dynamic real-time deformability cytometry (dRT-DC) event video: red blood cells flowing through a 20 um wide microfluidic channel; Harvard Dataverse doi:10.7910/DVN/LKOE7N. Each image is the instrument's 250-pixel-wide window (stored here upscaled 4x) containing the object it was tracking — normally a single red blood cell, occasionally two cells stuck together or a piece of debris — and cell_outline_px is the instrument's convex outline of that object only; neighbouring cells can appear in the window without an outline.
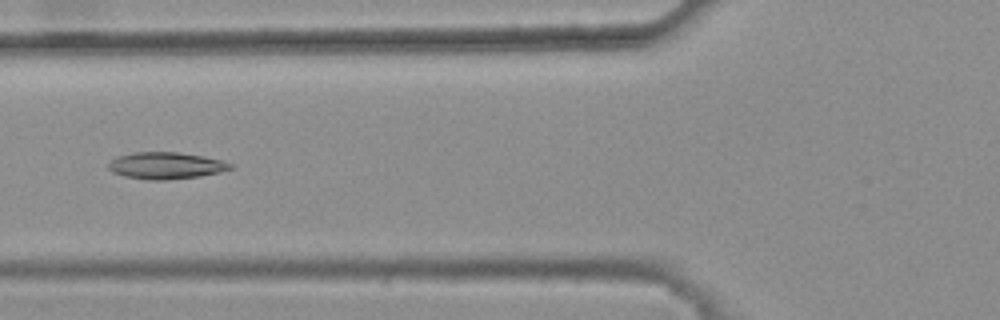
{"species": "common noctule bat (a hibernating species)", "species_latin": "Nyctalus noctula", "temperature_condition": "warm", "stored_images_in_passage": 46, "camera_frame_rate_fps": 3000, "um_per_image_px": 0.085, "animal": {"sex": "female", "body_mass_g": 25.1}, "frame": {"image": 1, "passage_image": 20, "time_ms": 6.333, "image_size_px": [1000, 320], "cell_outline_px": [[232, 168], [220, 172], [200, 176], [168, 180], [148, 180], [124, 176], [112, 172], [108, 168], [108, 160], [116, 156], [136, 152], [176, 152], [204, 156], [220, 160], [232, 164]], "centroid_in_image_um": [14.05, 14.08], "position_along_channel_um": 111.8, "area_um2": 19.13}, "authors_computed_cell_mechanics": {"area_um2": 18.207, "velocity_mm_per_s": 3.8053, "shape_relaxation_time_tau1_ms": null, "shape_relaxation_time_tau2_ms": 5.6148, "deformation_change_tau1": null, "deformation_change_tau2": 0.1251}}